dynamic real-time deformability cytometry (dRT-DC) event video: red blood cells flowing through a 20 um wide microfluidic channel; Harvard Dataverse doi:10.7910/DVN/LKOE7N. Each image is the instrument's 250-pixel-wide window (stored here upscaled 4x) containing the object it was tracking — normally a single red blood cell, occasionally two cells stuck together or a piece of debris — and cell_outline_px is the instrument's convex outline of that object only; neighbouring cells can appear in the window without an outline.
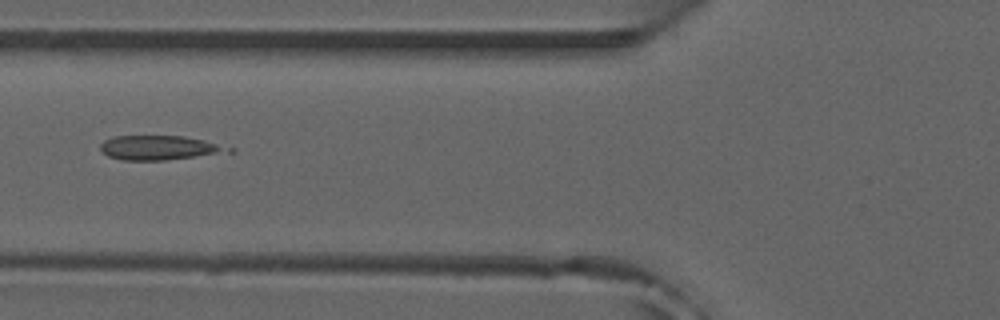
{"species": "common noctule bat (a hibernating species)", "species_latin": "Nyctalus noctula", "temperature_condition": "room temperature", "stored_images_in_passage": 50, "camera_frame_rate_fps": 3000, "um_per_image_px": 0.085, "animal": {"sex": "male", "forearm_length_mm": 52.5}, "frame": {"image": 1, "passage_image": 18, "time_ms": 5.667, "image_size_px": [1000, 320], "cell_outline_px": [[236, 152], [164, 160], [124, 160], [108, 156], [100, 148], [100, 144], [104, 140], [112, 136], [184, 136], [204, 140], [236, 148]], "centroid_in_image_um": [13.63, 12.56], "position_along_channel_um": 112.2, "area_um2": 18.38}}